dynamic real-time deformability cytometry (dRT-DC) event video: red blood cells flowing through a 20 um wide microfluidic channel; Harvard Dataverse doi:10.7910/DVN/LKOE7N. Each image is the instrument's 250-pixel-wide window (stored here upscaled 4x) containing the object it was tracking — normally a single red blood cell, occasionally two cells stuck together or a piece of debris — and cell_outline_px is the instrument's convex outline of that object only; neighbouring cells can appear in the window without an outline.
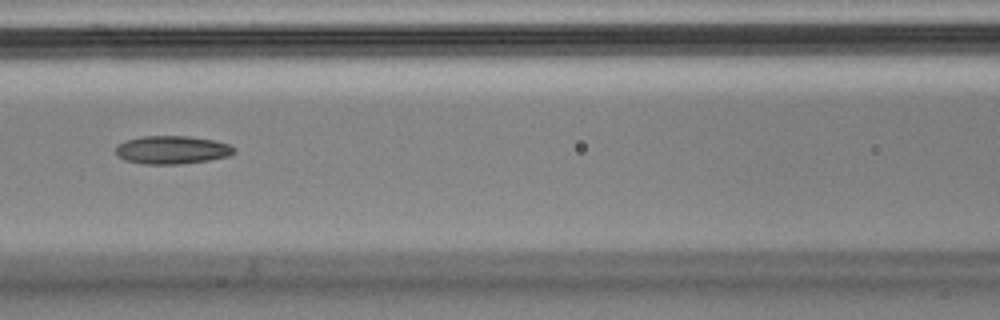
{"species": "Egyptian fruit bat (a non-hibernating species)", "species_latin": "Rousettus aegyptiacus", "temperature_condition": "cold", "stored_images_in_passage": 10, "camera_frame_rate_fps": 3000, "um_per_image_px": 0.085, "animal": {"sex": "male"}, "frame": {"image": 1, "passage_image": 7, "time_ms": 2.0, "image_size_px": [1000, 320], "cell_outline_px": [[236, 152], [228, 156], [208, 160], [180, 164], [144, 164], [124, 160], [116, 156], [116, 148], [124, 140], [144, 136], [188, 136], [216, 140], [228, 144], [236, 148]], "centroid_in_image_um": [14.63, 12.74], "position_along_channel_um": 152.0, "area_um2": 19.54}}
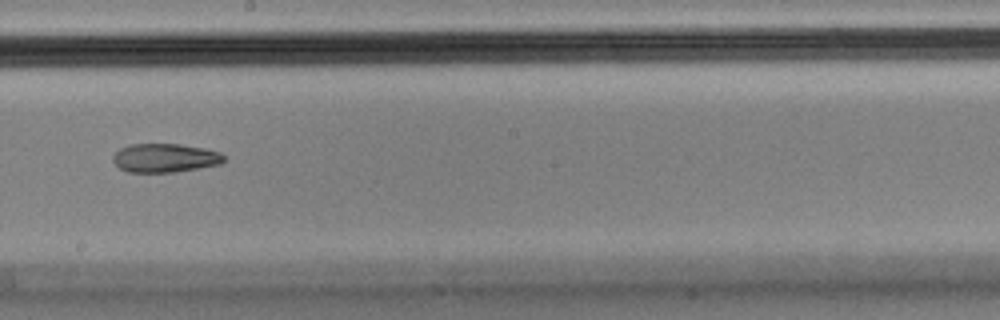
{"frame": {"image": 2, "passage_image": 9, "time_ms": 2.667, "image_size_px": [1000, 320], "cell_outline_px": [[224, 160], [220, 164], [172, 172], [128, 172], [120, 168], [112, 160], [112, 156], [120, 148], [132, 144], [180, 144], [204, 148], [220, 152], [224, 156]], "centroid_in_image_um": [14.0, 13.42], "position_along_channel_um": 234.2, "area_um2": 18.44}}
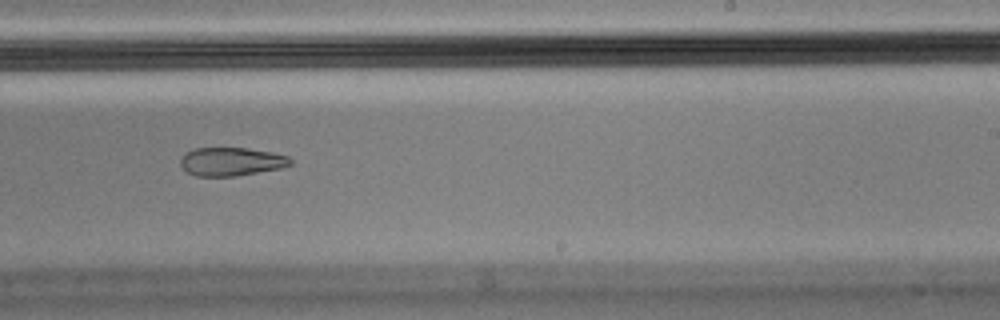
{"frame": {"image": 3, "passage_image": 10, "time_ms": 3.0, "image_size_px": [1000, 320], "cell_outline_px": [[292, 164], [280, 168], [236, 176], [196, 176], [188, 172], [180, 164], [180, 156], [184, 152], [196, 148], [248, 148], [272, 152], [288, 156], [292, 160]], "centroid_in_image_um": [19.64, 13.73], "position_along_channel_um": 269.4, "area_um2": 18.26}}